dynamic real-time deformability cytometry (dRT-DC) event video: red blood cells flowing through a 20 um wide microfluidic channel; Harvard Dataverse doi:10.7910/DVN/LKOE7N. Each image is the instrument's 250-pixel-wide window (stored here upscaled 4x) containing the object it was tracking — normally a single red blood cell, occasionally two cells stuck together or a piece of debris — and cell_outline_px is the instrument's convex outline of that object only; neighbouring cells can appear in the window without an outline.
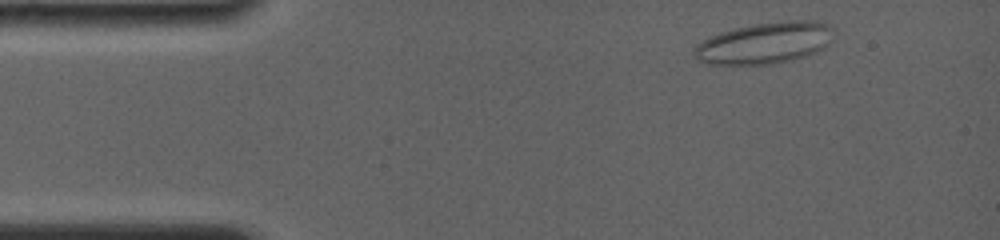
{"species": "common noctule bat (a hibernating species)", "species_latin": "Nyctalus noctula", "temperature_condition": "room temperature", "stored_images_in_passage": 5, "camera_frame_rate_fps": 4000, "um_per_image_px": 0.085, "animal": {"sex": "female", "body_mass_g": 19.0, "forearm_length_mm": 56.7}, "frame": {"image": 1, "passage_image": 1, "time_ms": 0.0, "image_size_px": [1000, 240], "cell_outline_px": [[836, 28], [832, 40], [824, 48], [816, 52], [792, 60], [772, 64], [704, 64], [696, 60], [692, 56], [692, 52], [696, 44], [720, 32], [752, 24], [788, 20], [816, 20], [828, 24]], "centroid_in_image_um": [65.02, 3.65], "position_along_channel_um": 20.0, "area_um2": 34.16}}
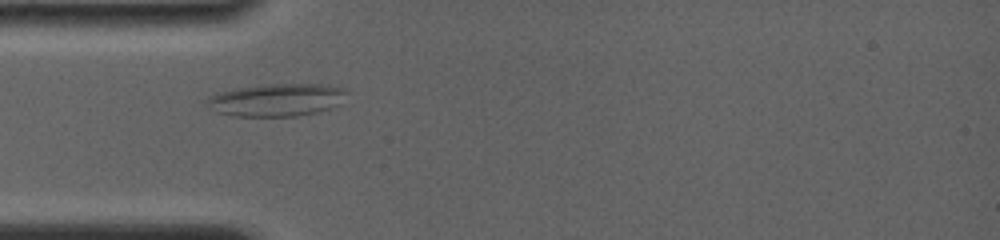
{"frame": {"image": 2, "passage_image": 4, "time_ms": 3.0, "image_size_px": [1000, 240], "cell_outline_px": [[344, 92], [336, 104], [328, 108], [296, 116], [236, 116], [220, 112], [208, 104], [208, 96], [216, 92], [232, 88], [268, 84], [328, 84], [344, 88]], "centroid_in_image_um": [23.44, 8.46], "position_along_channel_um": 61.6, "area_um2": 25.95}}